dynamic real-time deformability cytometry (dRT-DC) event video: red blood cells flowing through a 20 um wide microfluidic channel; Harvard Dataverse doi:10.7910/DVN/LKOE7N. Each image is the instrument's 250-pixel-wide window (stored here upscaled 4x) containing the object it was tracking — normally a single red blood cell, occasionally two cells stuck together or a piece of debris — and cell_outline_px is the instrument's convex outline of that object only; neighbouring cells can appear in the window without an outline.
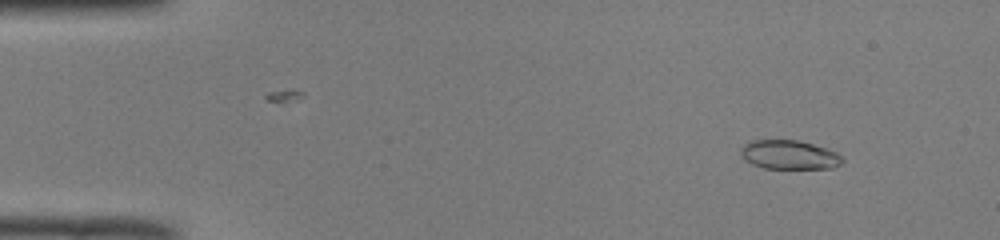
{"species": "common noctule bat (a hibernating species)", "species_latin": "Nyctalus noctula", "temperature_condition": "room temperature", "stored_images_in_passage": 51, "camera_frame_rate_fps": 3000, "um_per_image_px": 0.085, "animal": {"sex": "male", "body_mass_g": 19.0, "forearm_length_mm": 50.8}, "frame": {"image": 1, "passage_image": 5, "time_ms": 1.333, "image_size_px": [1000, 240], "cell_outline_px": [[844, 160], [840, 164], [832, 168], [764, 168], [752, 164], [744, 160], [740, 152], [740, 148], [748, 140], [800, 140], [836, 152]], "centroid_in_image_um": [67.03, 13.15], "position_along_channel_um": 18.0, "area_um2": 17.17}}
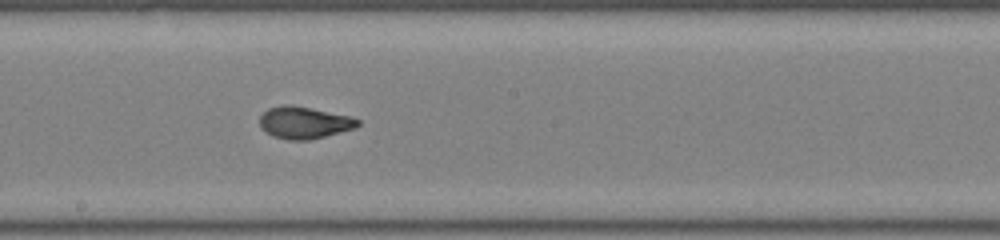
{"frame": {"image": 2, "passage_image": 28, "time_ms": 9.0, "image_size_px": [1000, 240], "cell_outline_px": [[360, 124], [356, 128], [308, 140], [288, 140], [272, 136], [260, 128], [260, 116], [268, 108], [308, 108], [348, 116], [360, 120]], "centroid_in_image_um": [25.87, 10.48], "position_along_channel_um": 222.3, "area_um2": 17.46}}
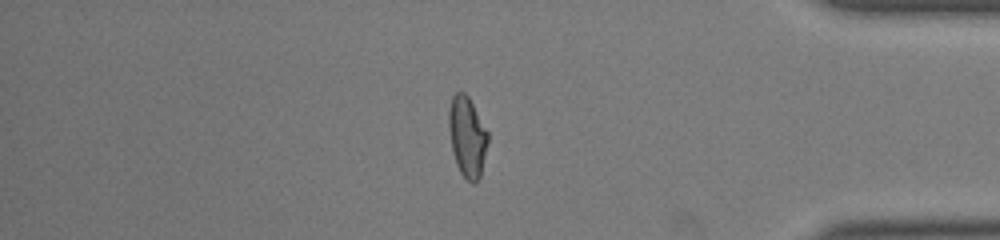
{"frame": {"image": 3, "passage_image": 43, "time_ms": 14.0, "image_size_px": [1000, 240], "cell_outline_px": [[488, 144], [480, 176], [472, 184], [460, 172], [456, 164], [452, 152], [448, 128], [448, 112], [452, 96], [456, 92], [464, 92], [468, 96], [488, 132]], "centroid_in_image_um": [39.7, 11.61], "position_along_channel_um": 395.5, "area_um2": 18.32}, "authors_computed_cell_mechanics": {"area_um2": 18.207, "velocity_mm_per_s": 4.0035, "shape_relaxation_time_tau1_ms": null, "shape_relaxation_time_tau2_ms": 0.8322, "deformation_change_tau1": null, "deformation_change_tau2": 0.0598}}